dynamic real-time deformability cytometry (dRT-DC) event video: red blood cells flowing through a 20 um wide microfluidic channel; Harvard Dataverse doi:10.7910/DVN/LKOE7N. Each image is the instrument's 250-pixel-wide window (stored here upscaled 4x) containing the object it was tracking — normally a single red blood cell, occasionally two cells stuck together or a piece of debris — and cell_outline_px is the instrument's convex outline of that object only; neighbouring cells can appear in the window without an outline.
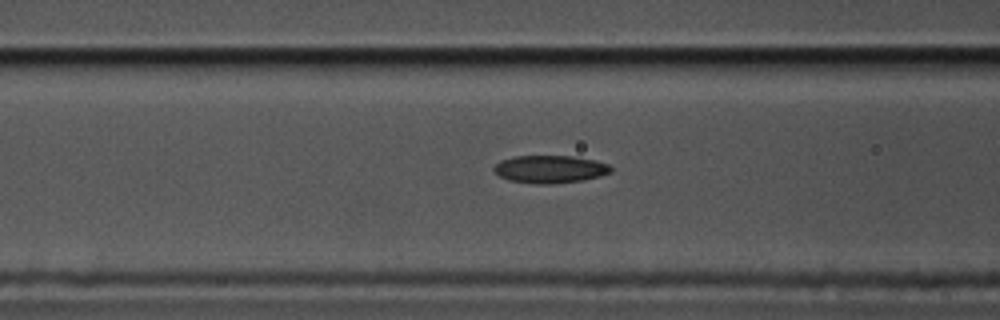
{"species": "common noctule bat (a hibernating species)", "species_latin": "Nyctalus noctula", "temperature_condition": "cold", "stored_images_in_passage": 41, "camera_frame_rate_fps": 3000, "um_per_image_px": 0.085, "animal": {"sex": "male", "body_mass_g": 17.5, "forearm_length_mm": 52.3}, "frame": {"image": 1, "passage_image": 6, "time_ms": 1.667, "image_size_px": [1000, 320], "cell_outline_px": [[612, 172], [600, 176], [580, 180], [552, 184], [536, 184], [508, 180], [500, 176], [492, 168], [500, 160], [516, 156], [572, 156], [596, 160], [608, 164], [612, 168]], "centroid_in_image_um": [46.75, 14.38], "position_along_channel_um": 119.8, "area_um2": 18.84}}
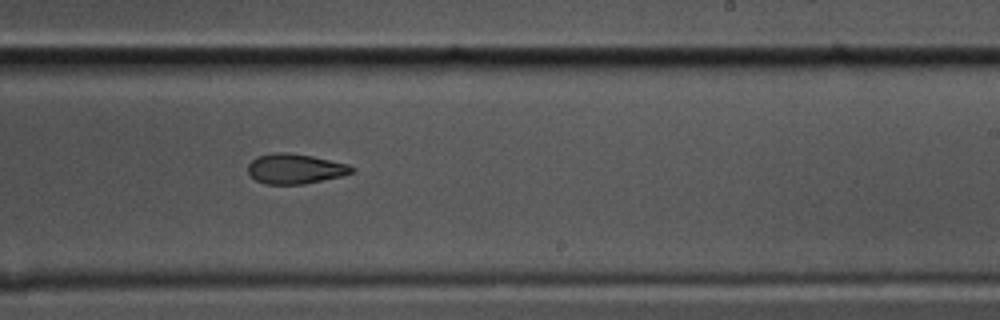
{"frame": {"image": 2, "passage_image": 19, "time_ms": 6.0, "image_size_px": [1000, 320], "cell_outline_px": [[356, 168], [352, 172], [340, 176], [304, 184], [264, 184], [256, 180], [248, 172], [248, 164], [256, 156], [276, 152], [288, 152], [312, 156], [348, 164]], "centroid_in_image_um": [25.06, 14.34], "position_along_channel_um": 263.9, "area_um2": 18.09}}
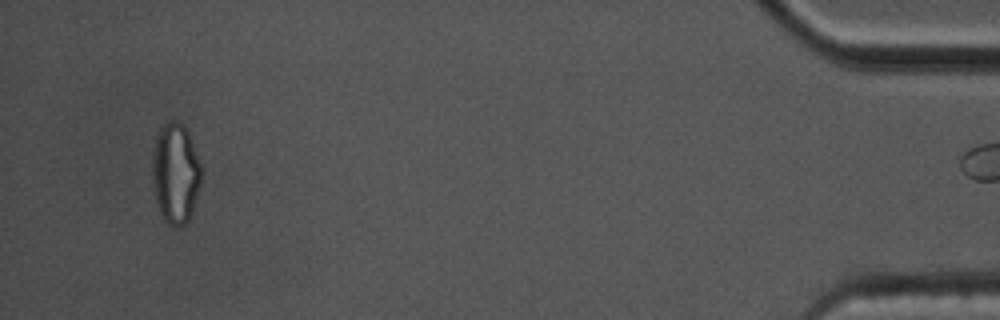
{"frame": {"image": 3, "passage_image": 40, "time_ms": 13.0, "image_size_px": [1000, 320], "cell_outline_px": [[200, 184], [188, 220], [184, 224], [176, 228], [168, 224], [164, 220], [156, 204], [152, 180], [152, 160], [156, 136], [160, 124], [168, 120], [176, 120], [184, 124], [188, 128], [200, 164]], "centroid_in_image_um": [14.88, 14.67], "position_along_channel_um": 420.3, "area_um2": 28.9}}